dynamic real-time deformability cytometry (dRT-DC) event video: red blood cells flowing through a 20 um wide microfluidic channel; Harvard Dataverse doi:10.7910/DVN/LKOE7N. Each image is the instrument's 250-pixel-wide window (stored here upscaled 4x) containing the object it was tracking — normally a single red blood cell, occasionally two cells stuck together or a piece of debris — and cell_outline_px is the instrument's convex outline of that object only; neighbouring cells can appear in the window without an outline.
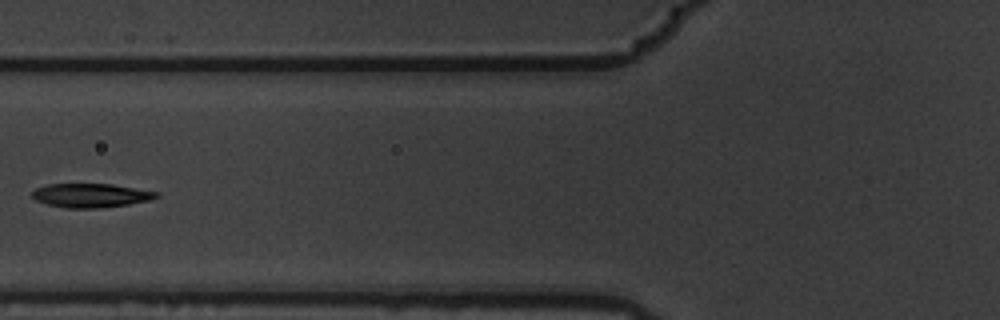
{"species": "common noctule bat (a hibernating species)", "species_latin": "Nyctalus noctula", "temperature_condition": "warm", "stored_images_in_passage": 8, "camera_frame_rate_fps": 3000, "um_per_image_px": 0.085, "animal": {"sex": "male", "body_mass_g": 19.5, "forearm_length_mm": 54.6}, "frame": {"image": 1, "passage_image": 7, "time_ms": 2.0, "image_size_px": [1000, 320], "cell_outline_px": [[160, 196], [148, 200], [128, 204], [96, 208], [64, 208], [48, 204], [36, 200], [32, 196], [32, 192], [36, 188], [48, 184], [112, 184], [160, 192]], "centroid_in_image_um": [7.73, 16.6], "position_along_channel_um": 118.1, "area_um2": 17.22}}
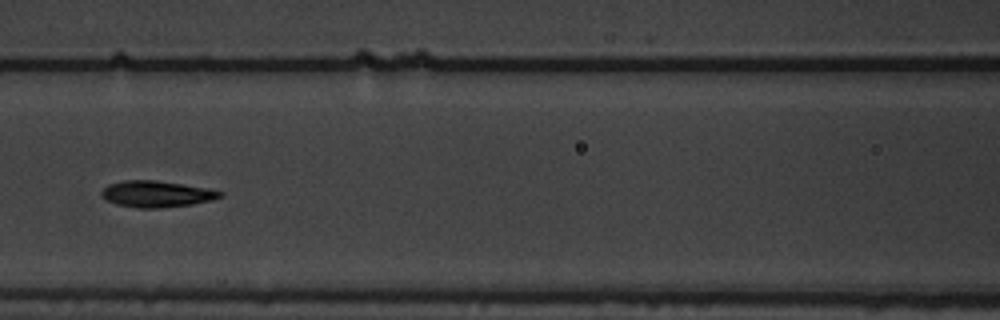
{"frame": {"image": 2, "passage_image": 8, "time_ms": 2.333, "image_size_px": [1000, 320], "cell_outline_px": [[224, 196], [212, 200], [192, 204], [160, 208], [136, 208], [116, 204], [100, 196], [100, 192], [108, 184], [124, 180], [156, 180], [208, 188], [224, 192]], "centroid_in_image_um": [13.31, 16.49], "position_along_channel_um": 153.3, "area_um2": 18.32}}